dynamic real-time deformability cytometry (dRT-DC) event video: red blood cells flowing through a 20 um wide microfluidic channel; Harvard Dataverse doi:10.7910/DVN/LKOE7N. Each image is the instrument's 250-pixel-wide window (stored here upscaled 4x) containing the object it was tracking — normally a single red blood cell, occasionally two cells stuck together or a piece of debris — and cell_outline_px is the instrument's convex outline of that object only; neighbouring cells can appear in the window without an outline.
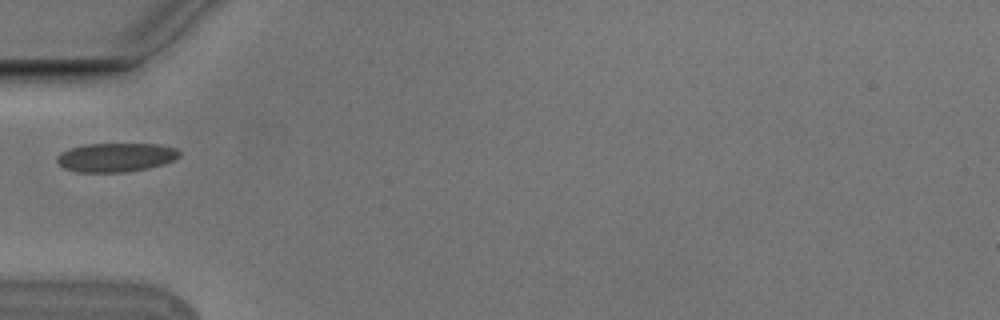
{"species": "Egyptian fruit bat (a non-hibernating species)", "species_latin": "Rousettus aegyptiacus", "temperature_condition": "cold", "stored_images_in_passage": 1, "camera_frame_rate_fps": 3000, "um_per_image_px": 0.085, "animal": {"sex": "male"}, "frame": {"image": 1, "passage_image": 1, "time_ms": 0.0, "image_size_px": [1000, 320], "cell_outline_px": [[180, 156], [164, 164], [148, 168], [124, 172], [76, 172], [64, 168], [56, 160], [56, 156], [60, 152], [68, 148], [84, 144], [160, 144], [176, 148], [180, 152]], "centroid_in_image_um": [9.82, 13.37], "position_along_channel_um": 75.2, "area_um2": 20.75}}